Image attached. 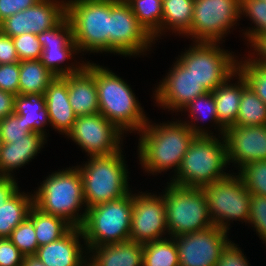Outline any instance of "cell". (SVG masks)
Here are the masks:
<instances>
[{
  "mask_svg": "<svg viewBox=\"0 0 266 266\" xmlns=\"http://www.w3.org/2000/svg\"><path fill=\"white\" fill-rule=\"evenodd\" d=\"M148 122L137 132L139 161L145 172L161 173L172 169L175 175L180 168L188 146L195 134L183 121L150 124ZM175 168V169H174Z\"/></svg>",
  "mask_w": 266,
  "mask_h": 266,
  "instance_id": "cell-1",
  "label": "cell"
},
{
  "mask_svg": "<svg viewBox=\"0 0 266 266\" xmlns=\"http://www.w3.org/2000/svg\"><path fill=\"white\" fill-rule=\"evenodd\" d=\"M40 184L33 194L34 206L46 214L64 219L72 227H81L87 209L79 214L86 205L78 166L55 171Z\"/></svg>",
  "mask_w": 266,
  "mask_h": 266,
  "instance_id": "cell-2",
  "label": "cell"
},
{
  "mask_svg": "<svg viewBox=\"0 0 266 266\" xmlns=\"http://www.w3.org/2000/svg\"><path fill=\"white\" fill-rule=\"evenodd\" d=\"M99 113L114 123L123 133L140 131L148 122L131 87L112 70L94 64Z\"/></svg>",
  "mask_w": 266,
  "mask_h": 266,
  "instance_id": "cell-3",
  "label": "cell"
},
{
  "mask_svg": "<svg viewBox=\"0 0 266 266\" xmlns=\"http://www.w3.org/2000/svg\"><path fill=\"white\" fill-rule=\"evenodd\" d=\"M195 136L183 157L180 168L170 183L182 187L202 188L217 182L229 174L224 137ZM222 141V142H221Z\"/></svg>",
  "mask_w": 266,
  "mask_h": 266,
  "instance_id": "cell-4",
  "label": "cell"
},
{
  "mask_svg": "<svg viewBox=\"0 0 266 266\" xmlns=\"http://www.w3.org/2000/svg\"><path fill=\"white\" fill-rule=\"evenodd\" d=\"M122 150L112 155L90 156L78 166L83 183L86 209L97 204L118 200L131 191L128 169Z\"/></svg>",
  "mask_w": 266,
  "mask_h": 266,
  "instance_id": "cell-5",
  "label": "cell"
},
{
  "mask_svg": "<svg viewBox=\"0 0 266 266\" xmlns=\"http://www.w3.org/2000/svg\"><path fill=\"white\" fill-rule=\"evenodd\" d=\"M111 0H69V18L78 51L109 53Z\"/></svg>",
  "mask_w": 266,
  "mask_h": 266,
  "instance_id": "cell-6",
  "label": "cell"
},
{
  "mask_svg": "<svg viewBox=\"0 0 266 266\" xmlns=\"http://www.w3.org/2000/svg\"><path fill=\"white\" fill-rule=\"evenodd\" d=\"M132 208V191L118 200L88 208L81 226L84 248L129 240Z\"/></svg>",
  "mask_w": 266,
  "mask_h": 266,
  "instance_id": "cell-7",
  "label": "cell"
},
{
  "mask_svg": "<svg viewBox=\"0 0 266 266\" xmlns=\"http://www.w3.org/2000/svg\"><path fill=\"white\" fill-rule=\"evenodd\" d=\"M167 184L165 193L161 195L165 202L167 230L170 237L214 226L202 188L182 187L168 182Z\"/></svg>",
  "mask_w": 266,
  "mask_h": 266,
  "instance_id": "cell-8",
  "label": "cell"
},
{
  "mask_svg": "<svg viewBox=\"0 0 266 266\" xmlns=\"http://www.w3.org/2000/svg\"><path fill=\"white\" fill-rule=\"evenodd\" d=\"M218 44L220 42H195L176 58L199 84L211 92L238 71L236 57Z\"/></svg>",
  "mask_w": 266,
  "mask_h": 266,
  "instance_id": "cell-9",
  "label": "cell"
},
{
  "mask_svg": "<svg viewBox=\"0 0 266 266\" xmlns=\"http://www.w3.org/2000/svg\"><path fill=\"white\" fill-rule=\"evenodd\" d=\"M214 225L228 232L230 221L248 222L251 193L242 178L232 173L202 187Z\"/></svg>",
  "mask_w": 266,
  "mask_h": 266,
  "instance_id": "cell-10",
  "label": "cell"
},
{
  "mask_svg": "<svg viewBox=\"0 0 266 266\" xmlns=\"http://www.w3.org/2000/svg\"><path fill=\"white\" fill-rule=\"evenodd\" d=\"M240 17V0H194L191 29L185 35L193 42H219Z\"/></svg>",
  "mask_w": 266,
  "mask_h": 266,
  "instance_id": "cell-11",
  "label": "cell"
},
{
  "mask_svg": "<svg viewBox=\"0 0 266 266\" xmlns=\"http://www.w3.org/2000/svg\"><path fill=\"white\" fill-rule=\"evenodd\" d=\"M155 42L125 0H111L109 52L137 56ZM136 54V55H135Z\"/></svg>",
  "mask_w": 266,
  "mask_h": 266,
  "instance_id": "cell-12",
  "label": "cell"
},
{
  "mask_svg": "<svg viewBox=\"0 0 266 266\" xmlns=\"http://www.w3.org/2000/svg\"><path fill=\"white\" fill-rule=\"evenodd\" d=\"M124 133L101 113L78 116L66 136L71 138L88 156L112 155L121 151Z\"/></svg>",
  "mask_w": 266,
  "mask_h": 266,
  "instance_id": "cell-13",
  "label": "cell"
},
{
  "mask_svg": "<svg viewBox=\"0 0 266 266\" xmlns=\"http://www.w3.org/2000/svg\"><path fill=\"white\" fill-rule=\"evenodd\" d=\"M227 231L214 225L174 237L180 266H215L226 245Z\"/></svg>",
  "mask_w": 266,
  "mask_h": 266,
  "instance_id": "cell-14",
  "label": "cell"
},
{
  "mask_svg": "<svg viewBox=\"0 0 266 266\" xmlns=\"http://www.w3.org/2000/svg\"><path fill=\"white\" fill-rule=\"evenodd\" d=\"M37 39L42 45V54L39 60L56 77H64L76 73L86 64V62L80 65L74 63V66L71 63L69 64L71 66L68 67L66 64L65 67L61 65L64 61L73 59L74 54H79L67 16L53 28L39 33Z\"/></svg>",
  "mask_w": 266,
  "mask_h": 266,
  "instance_id": "cell-15",
  "label": "cell"
},
{
  "mask_svg": "<svg viewBox=\"0 0 266 266\" xmlns=\"http://www.w3.org/2000/svg\"><path fill=\"white\" fill-rule=\"evenodd\" d=\"M132 216L130 239L147 243L166 238L167 222L165 202L162 195L140 192L132 193ZM163 236V237H162Z\"/></svg>",
  "mask_w": 266,
  "mask_h": 266,
  "instance_id": "cell-16",
  "label": "cell"
},
{
  "mask_svg": "<svg viewBox=\"0 0 266 266\" xmlns=\"http://www.w3.org/2000/svg\"><path fill=\"white\" fill-rule=\"evenodd\" d=\"M66 16V1L40 0L0 22V31L10 37L39 33L57 25Z\"/></svg>",
  "mask_w": 266,
  "mask_h": 266,
  "instance_id": "cell-17",
  "label": "cell"
},
{
  "mask_svg": "<svg viewBox=\"0 0 266 266\" xmlns=\"http://www.w3.org/2000/svg\"><path fill=\"white\" fill-rule=\"evenodd\" d=\"M168 71L167 76L159 82L154 91L158 106L183 112L191 101L207 92L177 60Z\"/></svg>",
  "mask_w": 266,
  "mask_h": 266,
  "instance_id": "cell-18",
  "label": "cell"
},
{
  "mask_svg": "<svg viewBox=\"0 0 266 266\" xmlns=\"http://www.w3.org/2000/svg\"><path fill=\"white\" fill-rule=\"evenodd\" d=\"M224 140L228 164H237V169L260 160H266V126H229Z\"/></svg>",
  "mask_w": 266,
  "mask_h": 266,
  "instance_id": "cell-19",
  "label": "cell"
},
{
  "mask_svg": "<svg viewBox=\"0 0 266 266\" xmlns=\"http://www.w3.org/2000/svg\"><path fill=\"white\" fill-rule=\"evenodd\" d=\"M79 238L84 239L81 227H72L60 239L39 247L35 256L46 266H86L88 252Z\"/></svg>",
  "mask_w": 266,
  "mask_h": 266,
  "instance_id": "cell-20",
  "label": "cell"
},
{
  "mask_svg": "<svg viewBox=\"0 0 266 266\" xmlns=\"http://www.w3.org/2000/svg\"><path fill=\"white\" fill-rule=\"evenodd\" d=\"M68 95L77 117L99 113L94 63L88 61L78 72L68 75Z\"/></svg>",
  "mask_w": 266,
  "mask_h": 266,
  "instance_id": "cell-21",
  "label": "cell"
},
{
  "mask_svg": "<svg viewBox=\"0 0 266 266\" xmlns=\"http://www.w3.org/2000/svg\"><path fill=\"white\" fill-rule=\"evenodd\" d=\"M44 96L51 126L67 135L77 118L69 102L68 75L56 77L45 90Z\"/></svg>",
  "mask_w": 266,
  "mask_h": 266,
  "instance_id": "cell-22",
  "label": "cell"
},
{
  "mask_svg": "<svg viewBox=\"0 0 266 266\" xmlns=\"http://www.w3.org/2000/svg\"><path fill=\"white\" fill-rule=\"evenodd\" d=\"M87 252L92 266H143V243L131 239L94 246Z\"/></svg>",
  "mask_w": 266,
  "mask_h": 266,
  "instance_id": "cell-23",
  "label": "cell"
},
{
  "mask_svg": "<svg viewBox=\"0 0 266 266\" xmlns=\"http://www.w3.org/2000/svg\"><path fill=\"white\" fill-rule=\"evenodd\" d=\"M46 138L32 132L23 139L13 140L12 143H2L0 148V176L12 177L13 170L18 169L34 159L41 151ZM12 172V173H11Z\"/></svg>",
  "mask_w": 266,
  "mask_h": 266,
  "instance_id": "cell-24",
  "label": "cell"
},
{
  "mask_svg": "<svg viewBox=\"0 0 266 266\" xmlns=\"http://www.w3.org/2000/svg\"><path fill=\"white\" fill-rule=\"evenodd\" d=\"M14 113L23 118V122L31 132L47 137L44 127L47 124L51 126V122L44 94L16 95Z\"/></svg>",
  "mask_w": 266,
  "mask_h": 266,
  "instance_id": "cell-25",
  "label": "cell"
},
{
  "mask_svg": "<svg viewBox=\"0 0 266 266\" xmlns=\"http://www.w3.org/2000/svg\"><path fill=\"white\" fill-rule=\"evenodd\" d=\"M239 76V77H238ZM238 77L237 84L233 85L230 80ZM214 100L216 103V112L219 123L226 129L233 126L236 122L239 112V104L242 96V74L236 72L229 80L219 85L214 91Z\"/></svg>",
  "mask_w": 266,
  "mask_h": 266,
  "instance_id": "cell-26",
  "label": "cell"
},
{
  "mask_svg": "<svg viewBox=\"0 0 266 266\" xmlns=\"http://www.w3.org/2000/svg\"><path fill=\"white\" fill-rule=\"evenodd\" d=\"M20 189L0 207V238H9L12 231L28 218L34 206L33 194Z\"/></svg>",
  "mask_w": 266,
  "mask_h": 266,
  "instance_id": "cell-27",
  "label": "cell"
},
{
  "mask_svg": "<svg viewBox=\"0 0 266 266\" xmlns=\"http://www.w3.org/2000/svg\"><path fill=\"white\" fill-rule=\"evenodd\" d=\"M162 10L161 36L167 30L185 36L191 29L194 0H162Z\"/></svg>",
  "mask_w": 266,
  "mask_h": 266,
  "instance_id": "cell-28",
  "label": "cell"
},
{
  "mask_svg": "<svg viewBox=\"0 0 266 266\" xmlns=\"http://www.w3.org/2000/svg\"><path fill=\"white\" fill-rule=\"evenodd\" d=\"M55 78L39 59L20 61L18 94H44Z\"/></svg>",
  "mask_w": 266,
  "mask_h": 266,
  "instance_id": "cell-29",
  "label": "cell"
},
{
  "mask_svg": "<svg viewBox=\"0 0 266 266\" xmlns=\"http://www.w3.org/2000/svg\"><path fill=\"white\" fill-rule=\"evenodd\" d=\"M183 111H188L190 115H188L191 118V122L188 120L183 122L186 125L189 126L191 131L196 135V136H212L213 133H210L206 130V128H202V126H197L195 123H192V119L194 122H198L201 118V121L207 120L211 122H215V125L219 129V134L221 133V137L224 136L225 128L219 123V120L217 118V112H216V103L214 100V95L211 91H207L202 95H199L196 97L193 101H191ZM199 115V116H198ZM202 115V116H201ZM198 116V117H197ZM187 122V123H186Z\"/></svg>",
  "mask_w": 266,
  "mask_h": 266,
  "instance_id": "cell-30",
  "label": "cell"
},
{
  "mask_svg": "<svg viewBox=\"0 0 266 266\" xmlns=\"http://www.w3.org/2000/svg\"><path fill=\"white\" fill-rule=\"evenodd\" d=\"M28 218L33 222L39 247L60 239L72 228L64 219L46 214L35 206L31 208Z\"/></svg>",
  "mask_w": 266,
  "mask_h": 266,
  "instance_id": "cell-31",
  "label": "cell"
},
{
  "mask_svg": "<svg viewBox=\"0 0 266 266\" xmlns=\"http://www.w3.org/2000/svg\"><path fill=\"white\" fill-rule=\"evenodd\" d=\"M235 126H266V104L242 76V96Z\"/></svg>",
  "mask_w": 266,
  "mask_h": 266,
  "instance_id": "cell-32",
  "label": "cell"
},
{
  "mask_svg": "<svg viewBox=\"0 0 266 266\" xmlns=\"http://www.w3.org/2000/svg\"><path fill=\"white\" fill-rule=\"evenodd\" d=\"M146 31L157 40L163 19L162 0H125Z\"/></svg>",
  "mask_w": 266,
  "mask_h": 266,
  "instance_id": "cell-33",
  "label": "cell"
},
{
  "mask_svg": "<svg viewBox=\"0 0 266 266\" xmlns=\"http://www.w3.org/2000/svg\"><path fill=\"white\" fill-rule=\"evenodd\" d=\"M143 266H180L173 237L144 243Z\"/></svg>",
  "mask_w": 266,
  "mask_h": 266,
  "instance_id": "cell-34",
  "label": "cell"
},
{
  "mask_svg": "<svg viewBox=\"0 0 266 266\" xmlns=\"http://www.w3.org/2000/svg\"><path fill=\"white\" fill-rule=\"evenodd\" d=\"M242 15L249 16L255 24L252 29L244 32L250 45L257 37L266 34V0H240V16Z\"/></svg>",
  "mask_w": 266,
  "mask_h": 266,
  "instance_id": "cell-35",
  "label": "cell"
},
{
  "mask_svg": "<svg viewBox=\"0 0 266 266\" xmlns=\"http://www.w3.org/2000/svg\"><path fill=\"white\" fill-rule=\"evenodd\" d=\"M248 58L244 61H238V72L242 74L250 88L266 104V66Z\"/></svg>",
  "mask_w": 266,
  "mask_h": 266,
  "instance_id": "cell-36",
  "label": "cell"
},
{
  "mask_svg": "<svg viewBox=\"0 0 266 266\" xmlns=\"http://www.w3.org/2000/svg\"><path fill=\"white\" fill-rule=\"evenodd\" d=\"M237 174L250 193L266 196V160L248 163Z\"/></svg>",
  "mask_w": 266,
  "mask_h": 266,
  "instance_id": "cell-37",
  "label": "cell"
},
{
  "mask_svg": "<svg viewBox=\"0 0 266 266\" xmlns=\"http://www.w3.org/2000/svg\"><path fill=\"white\" fill-rule=\"evenodd\" d=\"M33 222L27 218L11 233L9 239L25 256L35 255L39 248Z\"/></svg>",
  "mask_w": 266,
  "mask_h": 266,
  "instance_id": "cell-38",
  "label": "cell"
},
{
  "mask_svg": "<svg viewBox=\"0 0 266 266\" xmlns=\"http://www.w3.org/2000/svg\"><path fill=\"white\" fill-rule=\"evenodd\" d=\"M32 133L27 129L23 118L15 113L0 120V135L2 143H12L13 140L23 139Z\"/></svg>",
  "mask_w": 266,
  "mask_h": 266,
  "instance_id": "cell-39",
  "label": "cell"
},
{
  "mask_svg": "<svg viewBox=\"0 0 266 266\" xmlns=\"http://www.w3.org/2000/svg\"><path fill=\"white\" fill-rule=\"evenodd\" d=\"M248 224L254 225L256 233L266 241V196L251 193Z\"/></svg>",
  "mask_w": 266,
  "mask_h": 266,
  "instance_id": "cell-40",
  "label": "cell"
},
{
  "mask_svg": "<svg viewBox=\"0 0 266 266\" xmlns=\"http://www.w3.org/2000/svg\"><path fill=\"white\" fill-rule=\"evenodd\" d=\"M14 46L20 61L40 59L42 54V45L37 39V35L24 33L12 37Z\"/></svg>",
  "mask_w": 266,
  "mask_h": 266,
  "instance_id": "cell-41",
  "label": "cell"
},
{
  "mask_svg": "<svg viewBox=\"0 0 266 266\" xmlns=\"http://www.w3.org/2000/svg\"><path fill=\"white\" fill-rule=\"evenodd\" d=\"M20 62L0 64V90L18 95Z\"/></svg>",
  "mask_w": 266,
  "mask_h": 266,
  "instance_id": "cell-42",
  "label": "cell"
},
{
  "mask_svg": "<svg viewBox=\"0 0 266 266\" xmlns=\"http://www.w3.org/2000/svg\"><path fill=\"white\" fill-rule=\"evenodd\" d=\"M24 258L9 238H0V266H22Z\"/></svg>",
  "mask_w": 266,
  "mask_h": 266,
  "instance_id": "cell-43",
  "label": "cell"
},
{
  "mask_svg": "<svg viewBox=\"0 0 266 266\" xmlns=\"http://www.w3.org/2000/svg\"><path fill=\"white\" fill-rule=\"evenodd\" d=\"M230 241L215 266H249L248 260L244 256L240 247Z\"/></svg>",
  "mask_w": 266,
  "mask_h": 266,
  "instance_id": "cell-44",
  "label": "cell"
},
{
  "mask_svg": "<svg viewBox=\"0 0 266 266\" xmlns=\"http://www.w3.org/2000/svg\"><path fill=\"white\" fill-rule=\"evenodd\" d=\"M38 1L40 0H0V22L35 5Z\"/></svg>",
  "mask_w": 266,
  "mask_h": 266,
  "instance_id": "cell-45",
  "label": "cell"
},
{
  "mask_svg": "<svg viewBox=\"0 0 266 266\" xmlns=\"http://www.w3.org/2000/svg\"><path fill=\"white\" fill-rule=\"evenodd\" d=\"M20 62L12 37L0 31V64Z\"/></svg>",
  "mask_w": 266,
  "mask_h": 266,
  "instance_id": "cell-46",
  "label": "cell"
},
{
  "mask_svg": "<svg viewBox=\"0 0 266 266\" xmlns=\"http://www.w3.org/2000/svg\"><path fill=\"white\" fill-rule=\"evenodd\" d=\"M17 185L13 176H0V207L19 190Z\"/></svg>",
  "mask_w": 266,
  "mask_h": 266,
  "instance_id": "cell-47",
  "label": "cell"
},
{
  "mask_svg": "<svg viewBox=\"0 0 266 266\" xmlns=\"http://www.w3.org/2000/svg\"><path fill=\"white\" fill-rule=\"evenodd\" d=\"M252 48H254L253 50L256 52L252 54L257 55L258 57H255L254 55L249 57L256 63H259L263 66H266V34L257 37L252 43L251 46ZM261 56V57H260Z\"/></svg>",
  "mask_w": 266,
  "mask_h": 266,
  "instance_id": "cell-48",
  "label": "cell"
},
{
  "mask_svg": "<svg viewBox=\"0 0 266 266\" xmlns=\"http://www.w3.org/2000/svg\"><path fill=\"white\" fill-rule=\"evenodd\" d=\"M15 96L0 90V120L14 113Z\"/></svg>",
  "mask_w": 266,
  "mask_h": 266,
  "instance_id": "cell-49",
  "label": "cell"
},
{
  "mask_svg": "<svg viewBox=\"0 0 266 266\" xmlns=\"http://www.w3.org/2000/svg\"><path fill=\"white\" fill-rule=\"evenodd\" d=\"M22 266H46L35 255L25 256Z\"/></svg>",
  "mask_w": 266,
  "mask_h": 266,
  "instance_id": "cell-50",
  "label": "cell"
},
{
  "mask_svg": "<svg viewBox=\"0 0 266 266\" xmlns=\"http://www.w3.org/2000/svg\"><path fill=\"white\" fill-rule=\"evenodd\" d=\"M86 266H92V265L87 261Z\"/></svg>",
  "mask_w": 266,
  "mask_h": 266,
  "instance_id": "cell-51",
  "label": "cell"
},
{
  "mask_svg": "<svg viewBox=\"0 0 266 266\" xmlns=\"http://www.w3.org/2000/svg\"><path fill=\"white\" fill-rule=\"evenodd\" d=\"M1 145H2V141H1V135H0V148H1Z\"/></svg>",
  "mask_w": 266,
  "mask_h": 266,
  "instance_id": "cell-52",
  "label": "cell"
}]
</instances>
